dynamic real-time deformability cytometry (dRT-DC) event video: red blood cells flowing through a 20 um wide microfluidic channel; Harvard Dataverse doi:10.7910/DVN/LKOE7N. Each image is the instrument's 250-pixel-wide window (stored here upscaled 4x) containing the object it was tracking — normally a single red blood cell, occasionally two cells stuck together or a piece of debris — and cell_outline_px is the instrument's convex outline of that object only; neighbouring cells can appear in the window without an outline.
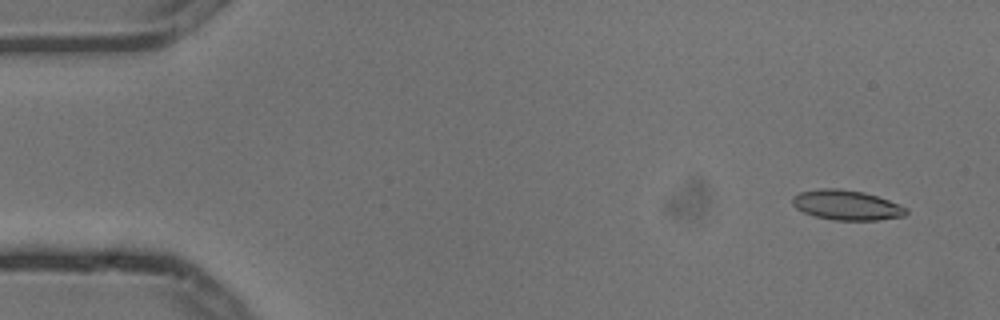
{"species": "common noctule bat (a hibernating species)", "species_latin": "Nyctalus noctula", "temperature_condition": "cold", "stored_images_in_passage": 7, "camera_frame_rate_fps": 3000, "um_per_image_px": 0.085, "animal": {"sex": "male", "body_mass_g": 13.3}, "frame": {"image": 1, "passage_image": 1, "time_ms": 0.0, "image_size_px": [1000, 320], "cell_outline_px": [[908, 212], [904, 216], [876, 220], [836, 220], [816, 216], [804, 212], [796, 208], [792, 204], [792, 196], [800, 192], [820, 188], [840, 188], [864, 192], [888, 200], [908, 208]], "centroid_in_image_um": [71.95, 17.42], "position_along_channel_um": 13.0, "area_um2": 19.77}}
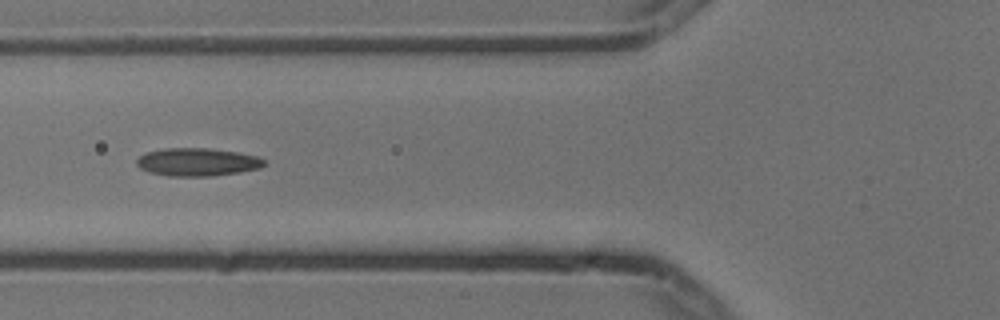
{"frame": {"image": 2, "passage_image": 6, "time_ms": 1.667, "image_size_px": [1000, 320], "cell_outline_px": [[264, 164], [260, 168], [240, 172], [212, 176], [168, 176], [148, 172], [140, 168], [136, 164], [136, 160], [140, 156], [148, 152], [164, 148], [208, 148], [236, 152], [256, 156], [264, 160]], "centroid_in_image_um": [16.74, 13.78], "position_along_channel_um": 109.1, "area_um2": 20.69}}
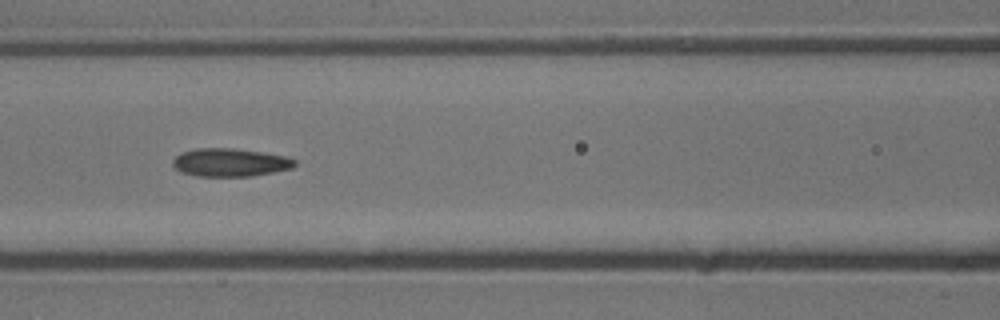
{"frame": {"image": 3, "passage_image": 7, "time_ms": 2.0, "image_size_px": [1000, 320], "cell_outline_px": [[296, 164], [292, 168], [252, 176], [196, 176], [180, 172], [172, 164], [172, 160], [180, 152], [196, 148], [232, 148], [260, 152], [284, 156], [296, 160]], "centroid_in_image_um": [19.51, 13.81], "position_along_channel_um": 147.1, "area_um2": 19.94}}